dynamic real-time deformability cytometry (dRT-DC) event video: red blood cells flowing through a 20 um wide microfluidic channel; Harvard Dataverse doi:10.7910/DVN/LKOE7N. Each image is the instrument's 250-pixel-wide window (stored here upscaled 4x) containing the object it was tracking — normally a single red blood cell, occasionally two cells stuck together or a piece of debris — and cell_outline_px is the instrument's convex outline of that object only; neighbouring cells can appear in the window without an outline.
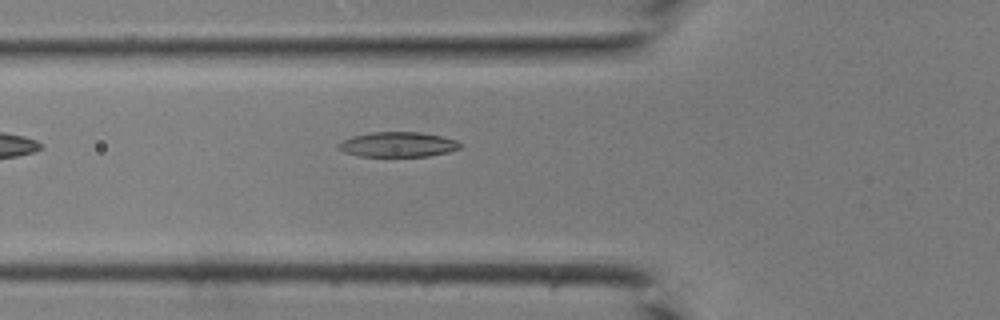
{"species": "common noctule bat (a hibernating species)", "species_latin": "Nyctalus noctula", "temperature_condition": "room temperature", "stored_images_in_passage": 30, "camera_frame_rate_fps": 3000, "um_per_image_px": 0.085, "animal": {"sex": "male", "body_mass_g": 19.0, "forearm_length_mm": 50.8}, "frame": {"image": 1, "passage_image": 3, "time_ms": 0.667, "image_size_px": [1000, 320], "cell_outline_px": [[460, 148], [448, 152], [428, 156], [360, 156], [344, 152], [336, 148], [336, 144], [352, 136], [372, 132], [420, 132], [440, 136], [456, 140], [460, 144]], "centroid_in_image_um": [33.78, 12.28], "position_along_channel_um": 92.0, "area_um2": 17.63}}
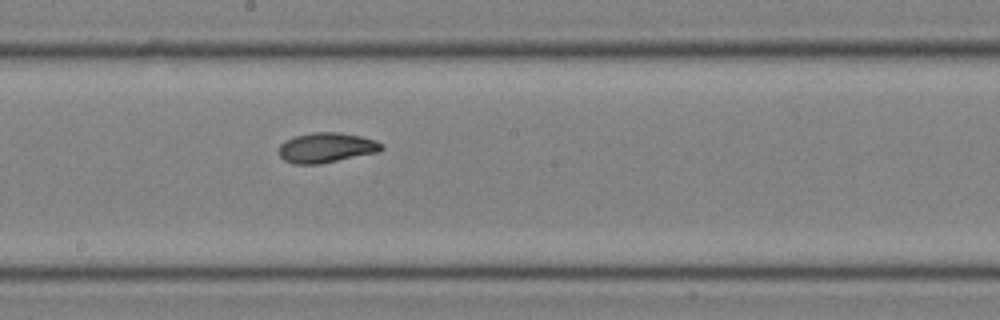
{"frame": {"image": 2, "passage_image": 11, "time_ms": 3.333, "image_size_px": [1000, 320], "cell_outline_px": [[384, 148], [380, 152], [320, 164], [292, 164], [284, 160], [280, 156], [280, 144], [284, 140], [292, 136], [312, 132], [340, 132], [360, 136], [376, 140], [384, 144]], "centroid_in_image_um": [27.76, 12.55], "position_along_channel_um": 220.4, "area_um2": 18.26}}
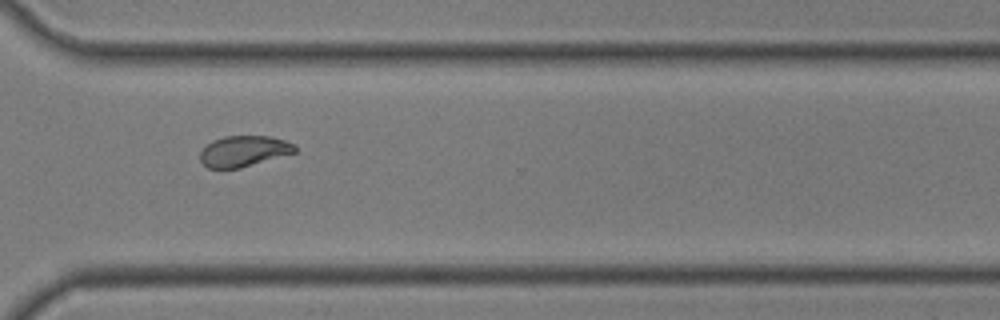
{"frame": {"image": 3, "passage_image": 19, "time_ms": 6.0, "image_size_px": [1000, 320], "cell_outline_px": [[296, 152], [240, 168], [208, 168], [200, 160], [200, 152], [212, 140], [224, 136], [272, 136], [296, 144]], "centroid_in_image_um": [20.73, 12.84], "position_along_channel_um": 349.9, "area_um2": 16.99}}